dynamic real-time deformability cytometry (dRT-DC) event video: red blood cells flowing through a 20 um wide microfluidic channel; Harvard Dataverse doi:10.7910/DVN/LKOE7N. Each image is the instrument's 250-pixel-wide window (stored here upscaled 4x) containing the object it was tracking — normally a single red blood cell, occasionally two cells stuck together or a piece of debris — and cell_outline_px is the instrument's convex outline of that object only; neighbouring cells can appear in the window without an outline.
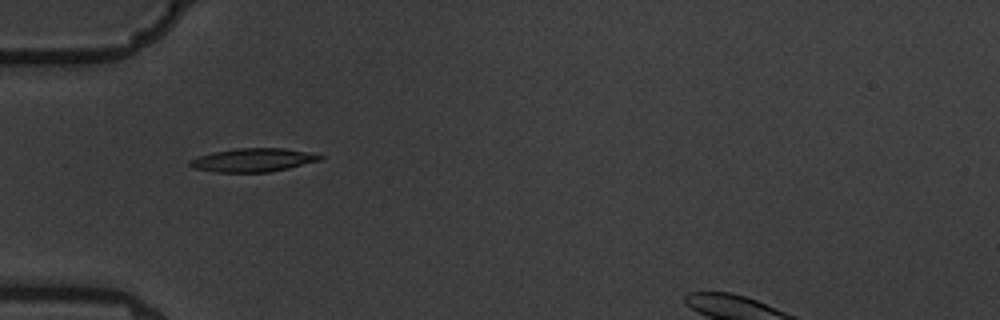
{"species": "common noctule bat (a hibernating species)", "species_latin": "Nyctalus noctula", "temperature_condition": "warm", "stored_images_in_passage": 2, "camera_frame_rate_fps": 3000, "um_per_image_px": 0.085, "animal": {"sex": "male", "body_mass_g": 19.5, "forearm_length_mm": 54.6}, "frame": {"image": 1, "passage_image": 1, "time_ms": 0.0, "image_size_px": [1000, 320], "cell_outline_px": [[324, 156], [320, 160], [288, 168], [268, 172], [216, 172], [192, 168], [188, 164], [188, 160], [196, 156], [212, 152], [236, 148], [284, 148], [316, 152]], "centroid_in_image_um": [21.5, 13.59], "position_along_channel_um": 63.5, "area_um2": 18.09}}
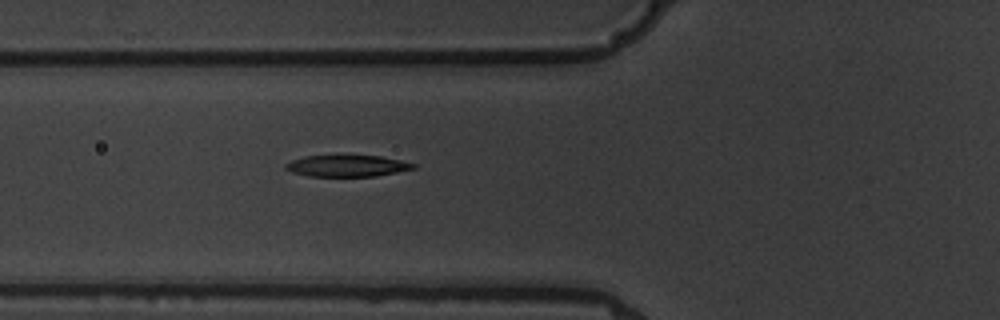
{"frame": {"image": 2, "passage_image": 2, "time_ms": 1.0, "image_size_px": [1000, 320], "cell_outline_px": [[416, 168], [376, 176], [308, 176], [292, 172], [284, 168], [284, 164], [292, 160], [304, 156], [380, 156], [400, 160], [416, 164]], "centroid_in_image_um": [29.48, 14.1], "position_along_channel_um": 96.3, "area_um2": 15.84}}